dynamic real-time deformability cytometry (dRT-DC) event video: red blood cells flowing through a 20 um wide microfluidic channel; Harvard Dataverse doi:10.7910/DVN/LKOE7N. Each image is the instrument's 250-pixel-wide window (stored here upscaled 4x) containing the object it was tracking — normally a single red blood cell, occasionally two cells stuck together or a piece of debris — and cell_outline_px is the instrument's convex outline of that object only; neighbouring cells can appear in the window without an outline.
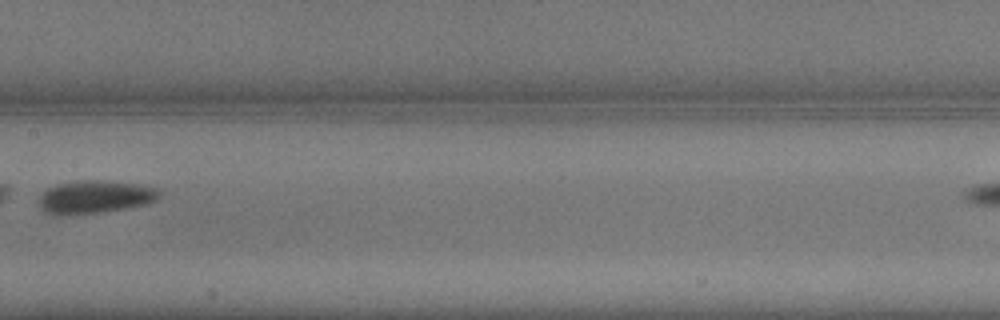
{"species": "common noctule bat (a hibernating species)", "species_latin": "Nyctalus noctula", "temperature_condition": "warm", "stored_images_in_passage": 8, "camera_frame_rate_fps": 3000, "um_per_image_px": 0.085, "animal": {"sex": "male", "body_mass_g": 13.3}, "frame": {"image": 1, "passage_image": 6, "time_ms": 1.667, "image_size_px": [1000, 320], "cell_outline_px": [[164, 188], [160, 196], [156, 200], [148, 204], [128, 208], [96, 212], [60, 216], [56, 216], [44, 212], [40, 208], [40, 196], [44, 188], [56, 184], [76, 180], [104, 180], [140, 184]], "centroid_in_image_um": [8.1, 16.72], "position_along_channel_um": 199.3, "area_um2": 23.81}}